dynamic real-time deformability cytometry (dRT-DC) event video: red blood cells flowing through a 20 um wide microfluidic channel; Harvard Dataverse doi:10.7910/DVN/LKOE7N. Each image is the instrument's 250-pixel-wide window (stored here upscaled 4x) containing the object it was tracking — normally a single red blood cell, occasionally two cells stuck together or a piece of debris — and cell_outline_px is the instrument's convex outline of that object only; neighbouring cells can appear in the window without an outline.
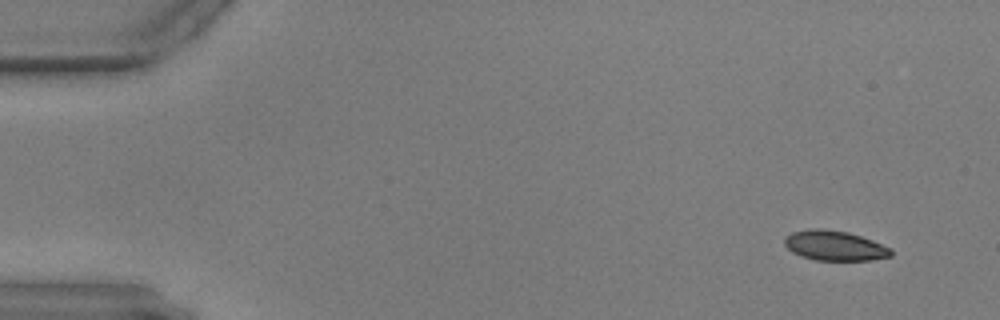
{"species": "common noctule bat (a hibernating species)", "species_latin": "Nyctalus noctula", "temperature_condition": "warm", "stored_images_in_passage": 55, "camera_frame_rate_fps": 3000, "um_per_image_px": 0.085, "animal": {"sex": "male", "body_mass_g": 17.9, "forearm_length_mm": 54.2}, "frame": {"image": 1, "passage_image": 1, "time_ms": 0.0, "image_size_px": [1000, 320], "cell_outline_px": [[892, 256], [872, 260], [816, 260], [800, 256], [792, 252], [784, 244], [784, 240], [792, 232], [812, 228], [820, 228], [848, 232], [872, 240], [892, 248]], "centroid_in_image_um": [70.96, 20.88], "position_along_channel_um": 14.0, "area_um2": 18.55}}
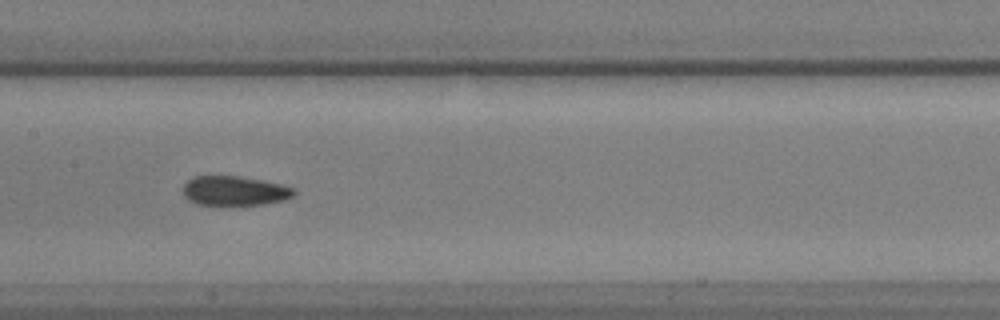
{"frame": {"image": 2, "passage_image": 26, "time_ms": 8.333, "image_size_px": [1000, 320], "cell_outline_px": [[296, 192], [292, 196], [284, 200], [264, 204], [196, 204], [188, 200], [184, 196], [184, 184], [188, 180], [196, 176], [240, 176], [280, 184], [296, 188]], "centroid_in_image_um": [19.95, 16.21], "position_along_channel_um": 187.5, "area_um2": 18.84}}
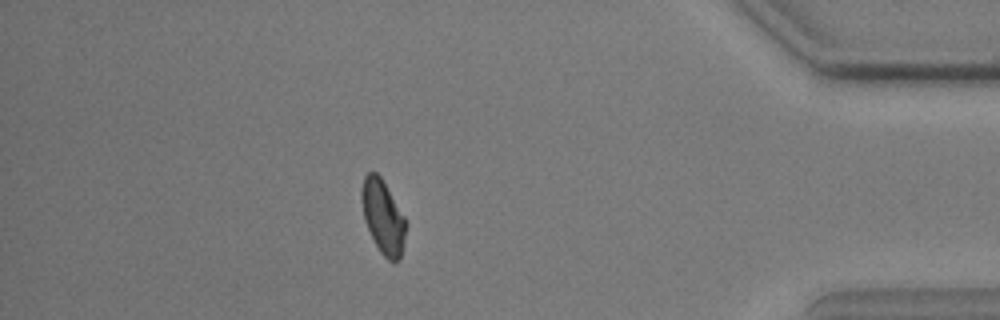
{"frame": {"image": 3, "passage_image": 48, "time_ms": 15.667, "image_size_px": [1000, 320], "cell_outline_px": [[408, 224], [400, 256], [396, 260], [388, 260], [380, 252], [364, 220], [360, 200], [360, 192], [364, 176], [368, 172], [376, 172], [380, 176], [404, 216]], "centroid_in_image_um": [32.54, 18.39], "position_along_channel_um": 402.7, "area_um2": 18.84}}